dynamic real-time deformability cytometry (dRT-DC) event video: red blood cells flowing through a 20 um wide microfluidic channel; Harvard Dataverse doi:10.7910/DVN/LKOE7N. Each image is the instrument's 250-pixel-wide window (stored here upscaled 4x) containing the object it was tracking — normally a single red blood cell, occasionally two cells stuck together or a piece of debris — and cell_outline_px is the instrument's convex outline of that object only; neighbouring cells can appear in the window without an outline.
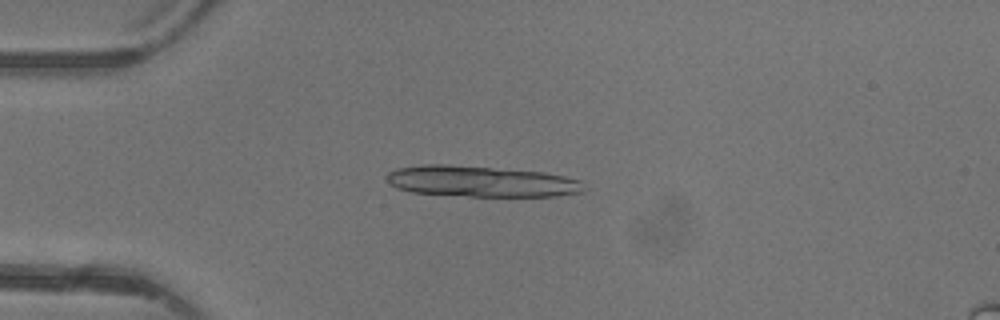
{"species": "common noctule bat (a hibernating species)", "species_latin": "Nyctalus noctula", "temperature_condition": "warm", "stored_images_in_passage": 5, "segment_of_instrument_passage": [1, 2], "camera_frame_rate_fps": 3000, "um_per_image_px": 0.085, "animal": {"sex": "female"}, "frame": {"image": 1, "passage_image": 3, "time_ms": 3.333, "image_size_px": [1000, 320], "cell_outline_px": [[588, 188], [580, 192], [556, 196], [468, 196], [412, 192], [396, 188], [388, 180], [388, 172], [396, 168], [424, 164], [444, 164], [544, 172], [564, 176], [580, 180]], "centroid_in_image_um": [40.92, 15.42], "position_along_channel_um": 44.1, "area_um2": 35.49}}